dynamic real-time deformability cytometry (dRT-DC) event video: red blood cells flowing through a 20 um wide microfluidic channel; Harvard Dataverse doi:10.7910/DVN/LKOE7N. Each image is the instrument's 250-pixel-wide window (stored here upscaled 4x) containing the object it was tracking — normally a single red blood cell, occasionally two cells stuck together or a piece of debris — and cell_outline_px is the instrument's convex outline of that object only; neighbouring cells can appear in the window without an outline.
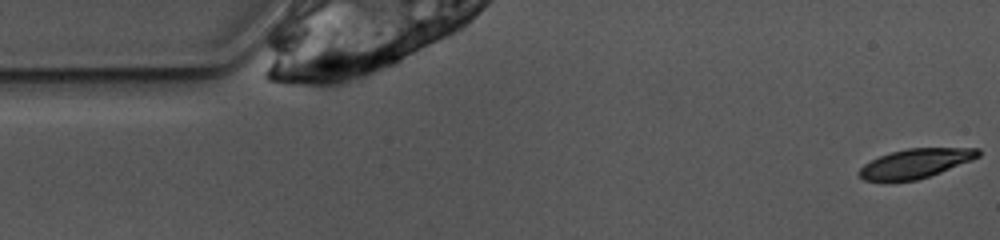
{"species": "common noctule bat (a hibernating species)", "species_latin": "Nyctalus noctula", "temperature_condition": "warm", "stored_images_in_passage": 50, "camera_frame_rate_fps": 3000, "um_per_image_px": 0.085, "animal": {"sex": "female", "body_mass_g": 10.0, "forearm_length_mm": 53.1}, "frame": {"image": 1, "passage_image": 1, "time_ms": 0.0, "image_size_px": [1000, 240], "cell_outline_px": [[980, 156], [972, 160], [940, 172], [916, 180], [884, 184], [864, 180], [856, 172], [864, 164], [880, 156], [892, 152], [908, 148], [980, 148]], "centroid_in_image_um": [77.75, 13.93], "position_along_channel_um": 7.3, "area_um2": 20.69}}
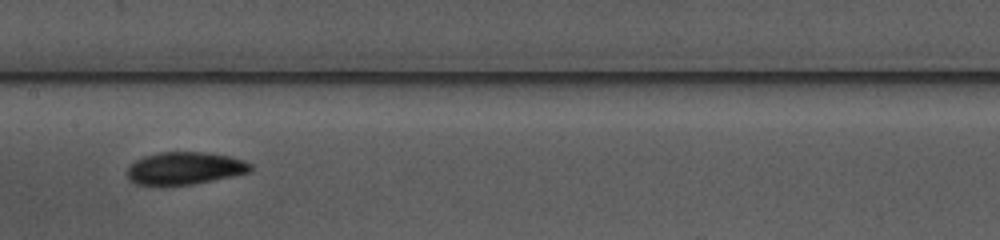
{"frame": {"image": 2, "passage_image": 23, "time_ms": 7.333, "image_size_px": [1000, 240], "cell_outline_px": [[252, 172], [192, 184], [136, 184], [128, 180], [128, 168], [136, 160], [144, 156], [160, 152], [204, 152], [228, 156], [244, 160], [252, 164]], "centroid_in_image_um": [15.74, 14.29], "position_along_channel_um": 191.7, "area_um2": 23.06}}
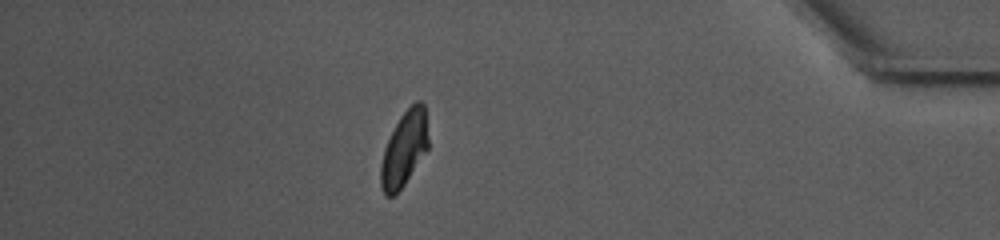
{"frame": {"image": 3, "passage_image": 43, "time_ms": 14.0, "image_size_px": [1000, 240], "cell_outline_px": [[428, 148], [404, 184], [392, 196], [384, 196], [380, 184], [380, 164], [384, 148], [400, 116], [416, 100], [420, 100], [424, 104], [428, 140]], "centroid_in_image_um": [34.34, 12.65], "position_along_channel_um": 400.9, "area_um2": 20.46}, "authors_computed_cell_mechanics": {"area_um2": 22.2241, "velocity_mm_per_s": 3.8531, "shape_relaxation_time_tau1_ms": 2.9408, "shape_relaxation_time_tau2_ms": 3.0599, "deformation_change_tau1": 0.1413, "deformation_change_tau2": 0.0792}}